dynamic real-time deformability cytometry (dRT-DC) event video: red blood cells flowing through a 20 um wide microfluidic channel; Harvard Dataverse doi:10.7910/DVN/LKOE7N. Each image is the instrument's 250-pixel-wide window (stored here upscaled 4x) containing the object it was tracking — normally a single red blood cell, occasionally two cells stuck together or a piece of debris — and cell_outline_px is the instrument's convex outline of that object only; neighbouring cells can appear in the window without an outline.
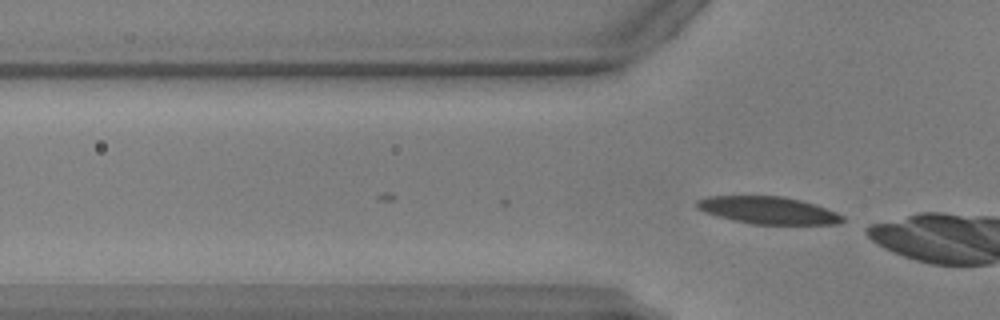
{"species": "common noctule bat (a hibernating species)", "species_latin": "Nyctalus noctula", "temperature_condition": "warm", "stored_images_in_passage": 8, "camera_frame_rate_fps": 3000, "um_per_image_px": 0.085, "animal": {"sex": "male", "body_mass_g": 17.9, "forearm_length_mm": 54.2}, "frame": {"image": 1, "passage_image": 8, "time_ms": 2.333, "image_size_px": [1000, 320], "cell_outline_px": [[844, 220], [840, 224], [752, 224], [732, 220], [716, 216], [704, 212], [696, 208], [696, 200], [708, 196], [784, 196], [816, 204], [836, 212], [844, 216]], "centroid_in_image_um": [65.28, 17.87], "position_along_channel_um": 60.5, "area_um2": 23.35}}